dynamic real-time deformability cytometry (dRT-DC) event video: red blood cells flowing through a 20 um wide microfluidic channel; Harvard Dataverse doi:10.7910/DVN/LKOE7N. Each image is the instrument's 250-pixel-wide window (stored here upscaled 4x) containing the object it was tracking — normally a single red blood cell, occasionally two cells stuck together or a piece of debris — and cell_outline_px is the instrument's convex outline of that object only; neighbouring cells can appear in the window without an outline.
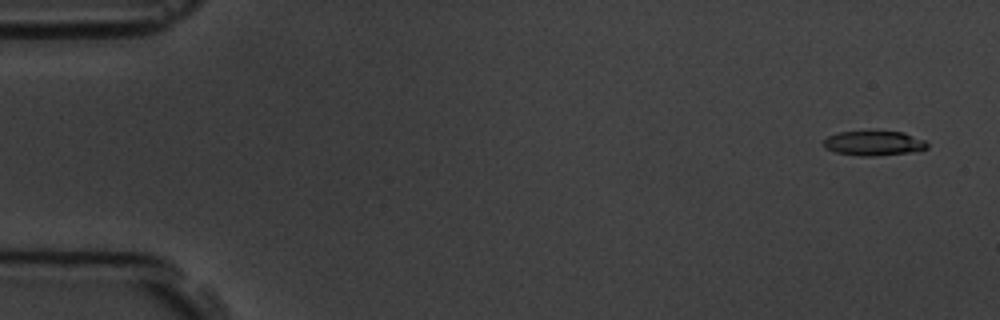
{"species": "common noctule bat (a hibernating species)", "species_latin": "Nyctalus noctula", "temperature_condition": "room temperature", "stored_images_in_passage": 4, "camera_frame_rate_fps": 3000, "um_per_image_px": 0.085, "animal": {"sex": "male", "body_mass_g": 19.5, "forearm_length_mm": 54.6}, "frame": {"image": 1, "passage_image": 1, "time_ms": 0.0, "image_size_px": [1000, 320], "cell_outline_px": [[928, 148], [908, 152], [872, 156], [860, 156], [836, 152], [824, 148], [824, 140], [828, 136], [840, 132], [904, 132], [924, 140], [928, 144]], "centroid_in_image_um": [74.26, 12.18], "position_along_channel_um": 10.7, "area_um2": 14.57}}